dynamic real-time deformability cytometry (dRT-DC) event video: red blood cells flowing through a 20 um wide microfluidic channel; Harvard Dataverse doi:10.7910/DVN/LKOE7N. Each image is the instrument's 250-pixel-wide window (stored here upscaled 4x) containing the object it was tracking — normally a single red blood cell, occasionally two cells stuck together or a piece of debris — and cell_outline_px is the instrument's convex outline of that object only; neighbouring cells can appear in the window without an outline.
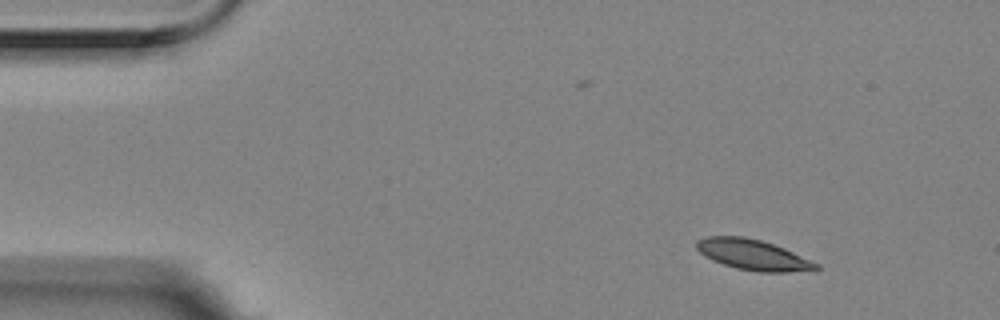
{"species": "Egyptian fruit bat (a non-hibernating species)", "species_latin": "Rousettus aegyptiacus", "temperature_condition": "room temperature", "stored_images_in_passage": 4, "camera_frame_rate_fps": 3000, "um_per_image_px": 0.085, "animal": {"sex": "female"}, "frame": {"image": 1, "passage_image": 1, "time_ms": 0.0, "image_size_px": [1000, 320], "cell_outline_px": [[820, 268], [788, 272], [756, 272], [736, 268], [712, 260], [704, 256], [696, 248], [696, 240], [704, 236], [744, 236], [760, 240], [784, 248], [820, 264]], "centroid_in_image_um": [63.96, 21.65], "position_along_channel_um": 21.0, "area_um2": 21.21}}
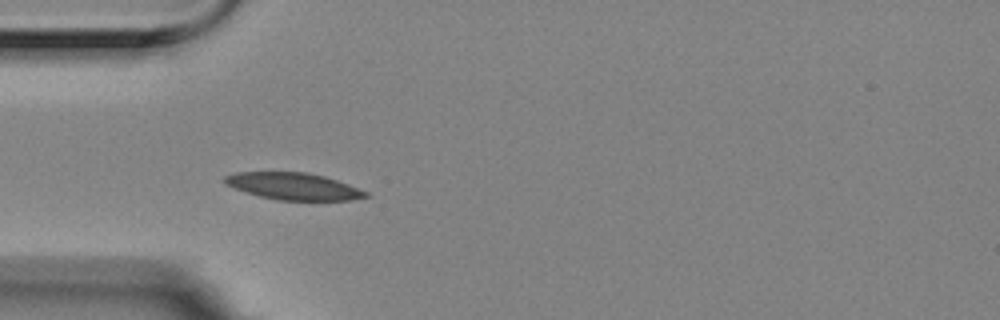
{"frame": {"image": 2, "passage_image": 4, "time_ms": 1.0, "image_size_px": [1000, 320], "cell_outline_px": [[372, 196], [352, 200], [276, 200], [260, 196], [224, 184], [224, 176], [236, 172], [308, 172], [324, 176], [348, 184], [368, 192]], "centroid_in_image_um": [24.98, 15.83], "position_along_channel_um": 60.0, "area_um2": 22.08}}